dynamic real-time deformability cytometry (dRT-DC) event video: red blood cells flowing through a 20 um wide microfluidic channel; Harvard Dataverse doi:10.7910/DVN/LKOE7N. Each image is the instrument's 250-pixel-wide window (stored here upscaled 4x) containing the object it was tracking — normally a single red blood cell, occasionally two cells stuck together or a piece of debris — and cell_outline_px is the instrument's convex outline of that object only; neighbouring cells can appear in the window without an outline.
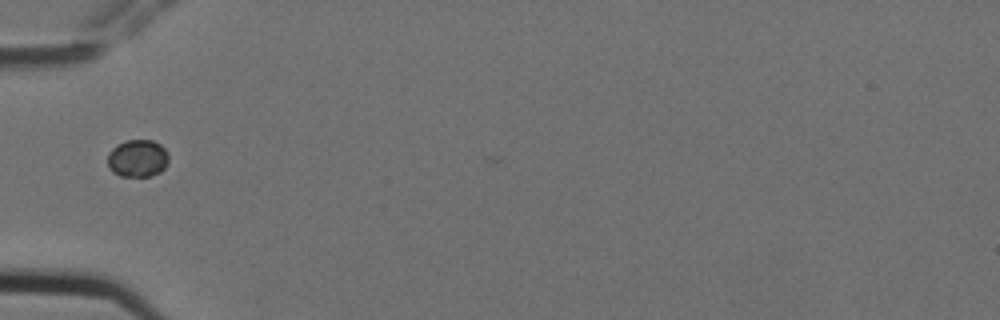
{"species": "Egyptian fruit bat (a non-hibernating species)", "species_latin": "Rousettus aegyptiacus", "temperature_condition": "cold", "stored_images_in_passage": 1, "camera_frame_rate_fps": 3000, "um_per_image_px": 0.085, "animal": {"sex": "female"}, "frame": {"image": 1, "passage_image": 1, "time_ms": 0.0, "image_size_px": [1000, 320], "cell_outline_px": [[168, 164], [160, 172], [152, 176], [120, 176], [112, 172], [108, 164], [108, 152], [116, 144], [128, 140], [152, 140], [160, 144], [168, 152]], "centroid_in_image_um": [11.7, 13.46], "position_along_channel_um": 73.3, "area_um2": 13.47}}